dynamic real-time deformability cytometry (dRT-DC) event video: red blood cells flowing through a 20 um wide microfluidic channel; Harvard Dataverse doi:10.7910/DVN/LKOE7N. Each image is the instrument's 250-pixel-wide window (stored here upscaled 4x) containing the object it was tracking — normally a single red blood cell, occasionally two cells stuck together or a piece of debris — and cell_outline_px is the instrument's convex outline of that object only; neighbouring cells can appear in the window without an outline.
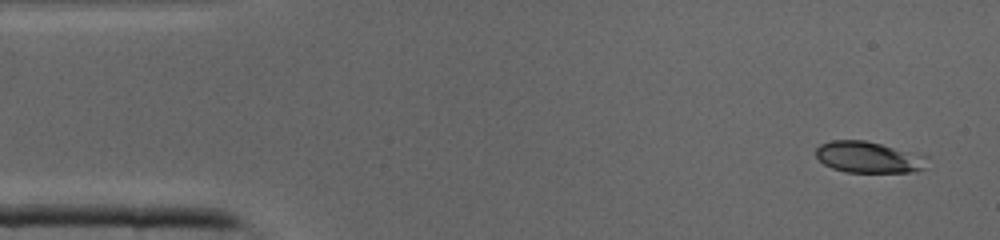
{"species": "common noctule bat (a hibernating species)", "species_latin": "Nyctalus noctula", "temperature_condition": "cold", "stored_images_in_passage": 40, "camera_frame_rate_fps": 3000, "um_per_image_px": 0.085, "animal": {"sex": "male", "body_mass_g": 19.0, "forearm_length_mm": 50.8}, "frame": {"image": 1, "passage_image": 1, "time_ms": 0.0, "image_size_px": [1000, 240], "cell_outline_px": [[928, 156], [924, 168], [916, 172], [844, 172], [832, 168], [824, 164], [816, 156], [816, 148], [820, 144], [832, 140], [864, 140]], "centroid_in_image_um": [73.81, 13.37], "position_along_channel_um": 11.2, "area_um2": 20.23}}
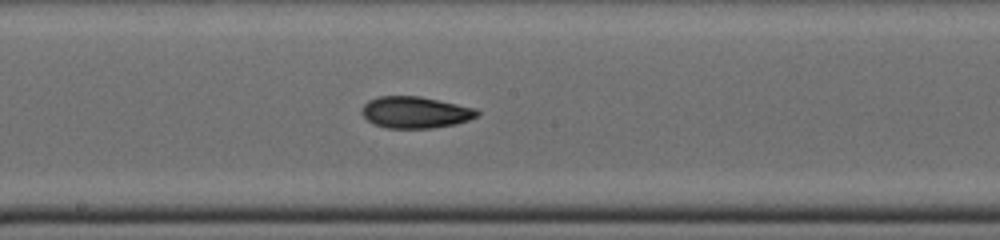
{"frame": {"image": 2, "passage_image": 20, "time_ms": 6.333, "image_size_px": [1000, 240], "cell_outline_px": [[480, 112], [476, 116], [468, 120], [456, 124], [432, 128], [388, 128], [372, 124], [360, 112], [360, 108], [368, 100], [380, 96], [420, 96], [476, 108]], "centroid_in_image_um": [35.27, 9.55], "position_along_channel_um": 212.9, "area_um2": 21.33}}
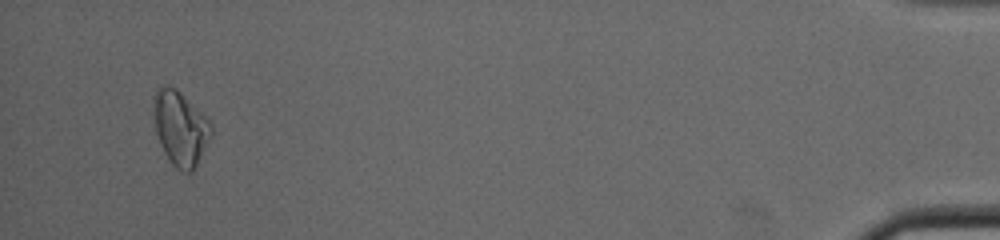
{"frame": {"image": 3, "passage_image": 38, "time_ms": 12.333, "image_size_px": [1000, 240], "cell_outline_px": [[212, 136], [208, 144], [192, 172], [180, 172], [168, 160], [160, 144], [156, 132], [152, 104], [152, 100], [156, 92], [164, 84], [168, 84], [176, 88], [208, 116], [212, 124]], "centroid_in_image_um": [15.35, 10.88], "position_along_channel_um": 419.9, "area_um2": 25.49}}